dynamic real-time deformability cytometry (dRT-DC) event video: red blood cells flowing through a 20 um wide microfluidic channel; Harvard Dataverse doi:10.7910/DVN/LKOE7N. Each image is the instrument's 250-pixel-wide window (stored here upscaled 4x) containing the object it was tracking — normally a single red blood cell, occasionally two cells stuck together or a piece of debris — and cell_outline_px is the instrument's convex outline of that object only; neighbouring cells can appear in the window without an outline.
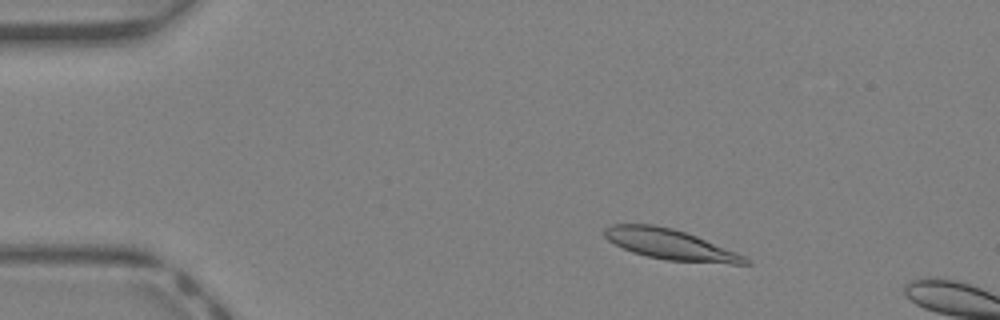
{"species": "Egyptian fruit bat (a non-hibernating species)", "species_latin": "Rousettus aegyptiacus", "temperature_condition": "warm", "stored_images_in_passage": 8, "camera_frame_rate_fps": 3000, "um_per_image_px": 0.085, "animal": {"sex": "female"}, "frame": {"image": 1, "passage_image": 5, "time_ms": 1.333, "image_size_px": [1000, 320], "cell_outline_px": [[752, 264], [732, 264], [668, 260], [648, 256], [632, 252], [608, 240], [604, 236], [604, 228], [612, 224], [652, 224], [672, 228], [696, 236], [736, 252], [752, 260]], "centroid_in_image_um": [56.98, 20.78], "position_along_channel_um": 28.0, "area_um2": 24.68}}